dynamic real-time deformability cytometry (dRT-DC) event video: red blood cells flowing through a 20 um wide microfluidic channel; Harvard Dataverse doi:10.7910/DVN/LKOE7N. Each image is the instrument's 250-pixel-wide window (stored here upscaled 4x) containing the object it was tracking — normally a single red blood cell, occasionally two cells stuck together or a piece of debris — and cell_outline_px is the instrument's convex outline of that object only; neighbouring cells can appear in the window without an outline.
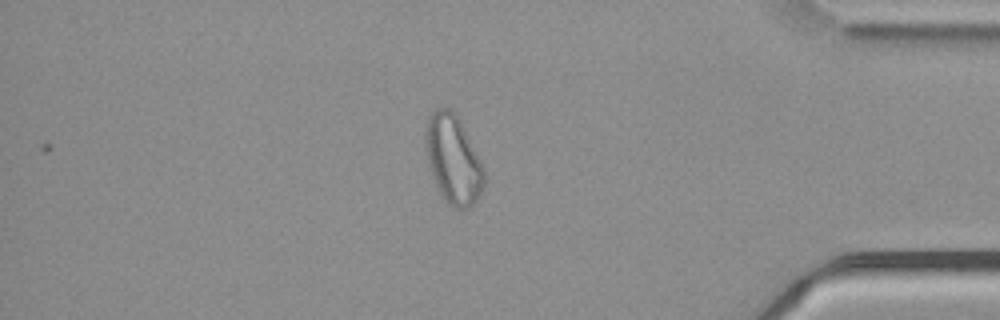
{"species": "common noctule bat (a hibernating species)", "species_latin": "Nyctalus noctula", "temperature_condition": "cold", "stored_images_in_passage": 48, "camera_frame_rate_fps": 3000, "um_per_image_px": 0.085, "animal": {"sex": "male", "body_mass_g": 21.5, "forearm_length_mm": 52.0}, "frame": {"image": 1, "passage_image": 48, "time_ms": 15.667, "image_size_px": [1000, 320], "cell_outline_px": [[484, 188], [476, 200], [472, 204], [464, 208], [456, 208], [448, 204], [444, 200], [432, 176], [428, 164], [424, 140], [424, 132], [428, 116], [436, 108], [448, 108], [456, 112], [484, 168]], "centroid_in_image_um": [38.49, 13.52], "position_along_channel_um": 396.7, "area_um2": 30.23}, "authors_computed_cell_mechanics": {"area_um2": 28.7844, "velocity_mm_per_s": 3.7402, "shape_relaxation_time_tau1_ms": null, "shape_relaxation_time_tau2_ms": 2.1652, "deformation_change_tau1": null, "deformation_change_tau2": 0.1062}}